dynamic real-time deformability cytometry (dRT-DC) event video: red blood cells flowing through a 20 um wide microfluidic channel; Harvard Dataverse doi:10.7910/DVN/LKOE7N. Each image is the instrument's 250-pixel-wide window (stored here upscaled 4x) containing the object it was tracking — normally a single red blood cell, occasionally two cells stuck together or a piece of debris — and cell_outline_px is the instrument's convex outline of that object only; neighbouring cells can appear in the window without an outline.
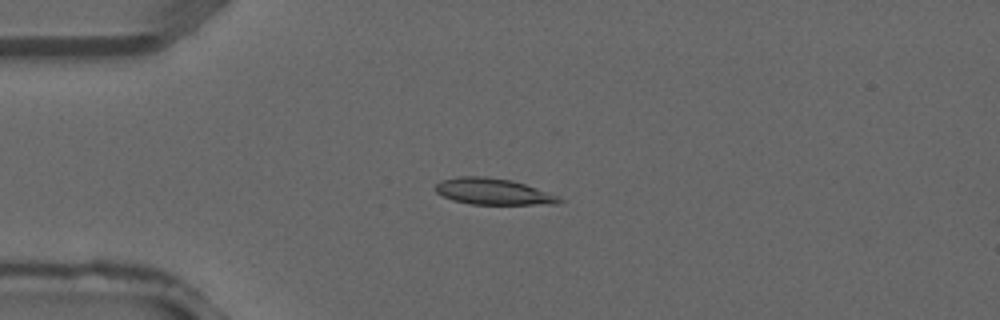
{"species": "common noctule bat (a hibernating species)", "species_latin": "Nyctalus noctula", "temperature_condition": "warm", "stored_images_in_passage": 4, "camera_frame_rate_fps": 3000, "um_per_image_px": 0.085, "animal": {"sex": "male", "forearm_length_mm": 52.5}, "frame": {"image": 1, "passage_image": 3, "time_ms": 0.667, "image_size_px": [1000, 320], "cell_outline_px": [[564, 200], [560, 204], [472, 204], [452, 200], [436, 192], [436, 184], [440, 180], [460, 176], [488, 176], [512, 180], [536, 188], [556, 196]], "centroid_in_image_um": [41.89, 16.27], "position_along_channel_um": 43.1, "area_um2": 18.84}}